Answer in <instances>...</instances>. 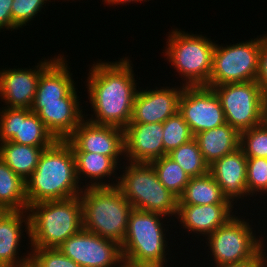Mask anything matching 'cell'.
<instances>
[{"mask_svg":"<svg viewBox=\"0 0 267 267\" xmlns=\"http://www.w3.org/2000/svg\"><path fill=\"white\" fill-rule=\"evenodd\" d=\"M229 45L215 44L207 87L255 81L258 73L260 36ZM232 44V45H231Z\"/></svg>","mask_w":267,"mask_h":267,"instance_id":"9c48e42d","label":"cell"},{"mask_svg":"<svg viewBox=\"0 0 267 267\" xmlns=\"http://www.w3.org/2000/svg\"><path fill=\"white\" fill-rule=\"evenodd\" d=\"M17 267H34L33 264L29 261L28 263L21 265V266H17Z\"/></svg>","mask_w":267,"mask_h":267,"instance_id":"ab89813d","label":"cell"},{"mask_svg":"<svg viewBox=\"0 0 267 267\" xmlns=\"http://www.w3.org/2000/svg\"><path fill=\"white\" fill-rule=\"evenodd\" d=\"M149 88L140 87L137 91L133 103L131 123H163L179 112V100L184 88L183 85Z\"/></svg>","mask_w":267,"mask_h":267,"instance_id":"2e32d148","label":"cell"},{"mask_svg":"<svg viewBox=\"0 0 267 267\" xmlns=\"http://www.w3.org/2000/svg\"><path fill=\"white\" fill-rule=\"evenodd\" d=\"M262 123L267 127V96H265L263 101Z\"/></svg>","mask_w":267,"mask_h":267,"instance_id":"f35d334b","label":"cell"},{"mask_svg":"<svg viewBox=\"0 0 267 267\" xmlns=\"http://www.w3.org/2000/svg\"><path fill=\"white\" fill-rule=\"evenodd\" d=\"M168 156L175 161L190 178L203 176L209 173V164L202 156L198 143L194 138L172 150Z\"/></svg>","mask_w":267,"mask_h":267,"instance_id":"83f0119b","label":"cell"},{"mask_svg":"<svg viewBox=\"0 0 267 267\" xmlns=\"http://www.w3.org/2000/svg\"><path fill=\"white\" fill-rule=\"evenodd\" d=\"M34 267H80L58 248H29Z\"/></svg>","mask_w":267,"mask_h":267,"instance_id":"836d02e7","label":"cell"},{"mask_svg":"<svg viewBox=\"0 0 267 267\" xmlns=\"http://www.w3.org/2000/svg\"><path fill=\"white\" fill-rule=\"evenodd\" d=\"M147 2V1H151V0H102V2H104L105 5H107V7H111V6H117V5H120L122 4L123 5H127L128 3H131V4H134V3H138L139 4H142V2Z\"/></svg>","mask_w":267,"mask_h":267,"instance_id":"74e56055","label":"cell"},{"mask_svg":"<svg viewBox=\"0 0 267 267\" xmlns=\"http://www.w3.org/2000/svg\"><path fill=\"white\" fill-rule=\"evenodd\" d=\"M83 228L122 244L132 205L117 187H88L80 194Z\"/></svg>","mask_w":267,"mask_h":267,"instance_id":"5b68a950","label":"cell"},{"mask_svg":"<svg viewBox=\"0 0 267 267\" xmlns=\"http://www.w3.org/2000/svg\"><path fill=\"white\" fill-rule=\"evenodd\" d=\"M120 168L124 170L119 173L117 187L134 209L174 217L172 222H176L178 197L160 183L151 163L125 160Z\"/></svg>","mask_w":267,"mask_h":267,"instance_id":"52a82bcc","label":"cell"},{"mask_svg":"<svg viewBox=\"0 0 267 267\" xmlns=\"http://www.w3.org/2000/svg\"><path fill=\"white\" fill-rule=\"evenodd\" d=\"M30 248H58L83 228L80 196L30 205ZM30 244V245H29Z\"/></svg>","mask_w":267,"mask_h":267,"instance_id":"277c9868","label":"cell"},{"mask_svg":"<svg viewBox=\"0 0 267 267\" xmlns=\"http://www.w3.org/2000/svg\"><path fill=\"white\" fill-rule=\"evenodd\" d=\"M0 208L5 211L28 210L26 181L0 158Z\"/></svg>","mask_w":267,"mask_h":267,"instance_id":"4316f807","label":"cell"},{"mask_svg":"<svg viewBox=\"0 0 267 267\" xmlns=\"http://www.w3.org/2000/svg\"><path fill=\"white\" fill-rule=\"evenodd\" d=\"M47 2V3H46ZM51 0H13L11 13H12V31L20 30L25 26L31 25V21H34L42 12V8Z\"/></svg>","mask_w":267,"mask_h":267,"instance_id":"d6a6232c","label":"cell"},{"mask_svg":"<svg viewBox=\"0 0 267 267\" xmlns=\"http://www.w3.org/2000/svg\"><path fill=\"white\" fill-rule=\"evenodd\" d=\"M255 81L262 93L267 96V34L260 35L258 73Z\"/></svg>","mask_w":267,"mask_h":267,"instance_id":"e575fe53","label":"cell"},{"mask_svg":"<svg viewBox=\"0 0 267 267\" xmlns=\"http://www.w3.org/2000/svg\"><path fill=\"white\" fill-rule=\"evenodd\" d=\"M11 141L33 147H50L56 139L37 113L30 109L0 108V143Z\"/></svg>","mask_w":267,"mask_h":267,"instance_id":"4fadbf2b","label":"cell"},{"mask_svg":"<svg viewBox=\"0 0 267 267\" xmlns=\"http://www.w3.org/2000/svg\"><path fill=\"white\" fill-rule=\"evenodd\" d=\"M246 185L250 198H266L263 195L267 196V158H247Z\"/></svg>","mask_w":267,"mask_h":267,"instance_id":"1f68e13d","label":"cell"},{"mask_svg":"<svg viewBox=\"0 0 267 267\" xmlns=\"http://www.w3.org/2000/svg\"><path fill=\"white\" fill-rule=\"evenodd\" d=\"M4 211H5V210H3V209L0 208V215H1Z\"/></svg>","mask_w":267,"mask_h":267,"instance_id":"60d3db41","label":"cell"},{"mask_svg":"<svg viewBox=\"0 0 267 267\" xmlns=\"http://www.w3.org/2000/svg\"><path fill=\"white\" fill-rule=\"evenodd\" d=\"M74 88L60 102L33 103L30 110L37 113L47 130L56 140H67L85 119L82 102ZM81 103V104H80Z\"/></svg>","mask_w":267,"mask_h":267,"instance_id":"e0dca14e","label":"cell"},{"mask_svg":"<svg viewBox=\"0 0 267 267\" xmlns=\"http://www.w3.org/2000/svg\"><path fill=\"white\" fill-rule=\"evenodd\" d=\"M23 232L30 239L28 210L4 211L0 215V267H17L30 261V250L23 256L19 254L22 238H26Z\"/></svg>","mask_w":267,"mask_h":267,"instance_id":"44dd1931","label":"cell"},{"mask_svg":"<svg viewBox=\"0 0 267 267\" xmlns=\"http://www.w3.org/2000/svg\"><path fill=\"white\" fill-rule=\"evenodd\" d=\"M224 111L226 123L242 132L262 124V93L256 81L226 83L212 87Z\"/></svg>","mask_w":267,"mask_h":267,"instance_id":"30bf717a","label":"cell"},{"mask_svg":"<svg viewBox=\"0 0 267 267\" xmlns=\"http://www.w3.org/2000/svg\"><path fill=\"white\" fill-rule=\"evenodd\" d=\"M128 58L113 62L98 59L89 67L85 86L93 114L84 112L87 121L122 129L130 123L139 84L134 78V64Z\"/></svg>","mask_w":267,"mask_h":267,"instance_id":"6da1fadb","label":"cell"},{"mask_svg":"<svg viewBox=\"0 0 267 267\" xmlns=\"http://www.w3.org/2000/svg\"><path fill=\"white\" fill-rule=\"evenodd\" d=\"M267 235L264 237V249L253 259L246 260L239 263H230L223 265H215L216 267H267ZM266 242V243H265ZM266 249V250H265ZM213 266V267H215Z\"/></svg>","mask_w":267,"mask_h":267,"instance_id":"d590c367","label":"cell"},{"mask_svg":"<svg viewBox=\"0 0 267 267\" xmlns=\"http://www.w3.org/2000/svg\"><path fill=\"white\" fill-rule=\"evenodd\" d=\"M163 134V146L167 154L194 138L189 125L179 112L163 122Z\"/></svg>","mask_w":267,"mask_h":267,"instance_id":"f546056e","label":"cell"},{"mask_svg":"<svg viewBox=\"0 0 267 267\" xmlns=\"http://www.w3.org/2000/svg\"><path fill=\"white\" fill-rule=\"evenodd\" d=\"M151 165L155 169L160 183L179 197L190 180L186 172L168 155L152 161Z\"/></svg>","mask_w":267,"mask_h":267,"instance_id":"f1b7e54d","label":"cell"},{"mask_svg":"<svg viewBox=\"0 0 267 267\" xmlns=\"http://www.w3.org/2000/svg\"><path fill=\"white\" fill-rule=\"evenodd\" d=\"M58 249L80 267H123L121 245L84 228L70 236Z\"/></svg>","mask_w":267,"mask_h":267,"instance_id":"8fae6325","label":"cell"},{"mask_svg":"<svg viewBox=\"0 0 267 267\" xmlns=\"http://www.w3.org/2000/svg\"><path fill=\"white\" fill-rule=\"evenodd\" d=\"M57 1H58V0H57ZM62 1H65V2H66L67 0H62ZM68 1H70V0H68ZM73 1H74V0H72V2H73ZM78 1H79V0H78ZM54 3H55V0H54Z\"/></svg>","mask_w":267,"mask_h":267,"instance_id":"b9f144b4","label":"cell"},{"mask_svg":"<svg viewBox=\"0 0 267 267\" xmlns=\"http://www.w3.org/2000/svg\"><path fill=\"white\" fill-rule=\"evenodd\" d=\"M194 139L209 165L240 148V132L228 123L199 132Z\"/></svg>","mask_w":267,"mask_h":267,"instance_id":"cb8c5ba5","label":"cell"},{"mask_svg":"<svg viewBox=\"0 0 267 267\" xmlns=\"http://www.w3.org/2000/svg\"><path fill=\"white\" fill-rule=\"evenodd\" d=\"M179 113L193 135L226 123L218 96L207 86H184L179 100Z\"/></svg>","mask_w":267,"mask_h":267,"instance_id":"7c38bea8","label":"cell"},{"mask_svg":"<svg viewBox=\"0 0 267 267\" xmlns=\"http://www.w3.org/2000/svg\"><path fill=\"white\" fill-rule=\"evenodd\" d=\"M74 155L77 179L80 185L83 184V188L117 186L119 181L117 170L120 169V164L113 158L89 152H74ZM82 181H85V184Z\"/></svg>","mask_w":267,"mask_h":267,"instance_id":"7402d4cb","label":"cell"},{"mask_svg":"<svg viewBox=\"0 0 267 267\" xmlns=\"http://www.w3.org/2000/svg\"><path fill=\"white\" fill-rule=\"evenodd\" d=\"M76 175L75 155L66 140H56L44 149L36 169L26 180L28 206L48 200L80 196L83 191Z\"/></svg>","mask_w":267,"mask_h":267,"instance_id":"7a4b0ae2","label":"cell"},{"mask_svg":"<svg viewBox=\"0 0 267 267\" xmlns=\"http://www.w3.org/2000/svg\"><path fill=\"white\" fill-rule=\"evenodd\" d=\"M245 217L235 214L205 238L213 266L250 260L264 249V235H257L262 232H256L253 220Z\"/></svg>","mask_w":267,"mask_h":267,"instance_id":"ba28073f","label":"cell"},{"mask_svg":"<svg viewBox=\"0 0 267 267\" xmlns=\"http://www.w3.org/2000/svg\"><path fill=\"white\" fill-rule=\"evenodd\" d=\"M167 218L159 213L133 208L128 220L127 233L121 244L126 266L168 267V252L171 250L167 245V237L170 232L169 227H165L167 224H163L171 221L169 218L166 221Z\"/></svg>","mask_w":267,"mask_h":267,"instance_id":"3957f363","label":"cell"},{"mask_svg":"<svg viewBox=\"0 0 267 267\" xmlns=\"http://www.w3.org/2000/svg\"><path fill=\"white\" fill-rule=\"evenodd\" d=\"M13 0H0V32L4 29L12 32V7Z\"/></svg>","mask_w":267,"mask_h":267,"instance_id":"8d00e7d4","label":"cell"},{"mask_svg":"<svg viewBox=\"0 0 267 267\" xmlns=\"http://www.w3.org/2000/svg\"><path fill=\"white\" fill-rule=\"evenodd\" d=\"M59 55L55 54L54 58L47 57V59L43 57L30 69L19 67L0 69V101L4 103L3 107L30 109L36 96L40 74Z\"/></svg>","mask_w":267,"mask_h":267,"instance_id":"5bb4252c","label":"cell"},{"mask_svg":"<svg viewBox=\"0 0 267 267\" xmlns=\"http://www.w3.org/2000/svg\"><path fill=\"white\" fill-rule=\"evenodd\" d=\"M163 123H129L124 129L125 160L151 163L168 155L163 146Z\"/></svg>","mask_w":267,"mask_h":267,"instance_id":"ac0fdd59","label":"cell"},{"mask_svg":"<svg viewBox=\"0 0 267 267\" xmlns=\"http://www.w3.org/2000/svg\"><path fill=\"white\" fill-rule=\"evenodd\" d=\"M48 147H33L5 141L0 143V158L24 181L36 169L41 154Z\"/></svg>","mask_w":267,"mask_h":267,"instance_id":"d4e9b609","label":"cell"},{"mask_svg":"<svg viewBox=\"0 0 267 267\" xmlns=\"http://www.w3.org/2000/svg\"><path fill=\"white\" fill-rule=\"evenodd\" d=\"M234 208L232 204H178L175 219L180 222L179 226L181 225L183 230L189 232L188 235L192 233L195 237L198 236L196 238L201 236L203 238L199 239L205 243L204 239L208 235L224 225L232 216L238 214V210L235 208L234 211Z\"/></svg>","mask_w":267,"mask_h":267,"instance_id":"d6986e66","label":"cell"},{"mask_svg":"<svg viewBox=\"0 0 267 267\" xmlns=\"http://www.w3.org/2000/svg\"><path fill=\"white\" fill-rule=\"evenodd\" d=\"M67 62L64 52L60 53L40 74L33 103L60 102L77 86Z\"/></svg>","mask_w":267,"mask_h":267,"instance_id":"603a6c76","label":"cell"},{"mask_svg":"<svg viewBox=\"0 0 267 267\" xmlns=\"http://www.w3.org/2000/svg\"><path fill=\"white\" fill-rule=\"evenodd\" d=\"M209 173L221 187L224 197L238 210L240 200H244V204L247 197L251 200L246 185L247 157L240 148L209 165Z\"/></svg>","mask_w":267,"mask_h":267,"instance_id":"ffe728a7","label":"cell"},{"mask_svg":"<svg viewBox=\"0 0 267 267\" xmlns=\"http://www.w3.org/2000/svg\"><path fill=\"white\" fill-rule=\"evenodd\" d=\"M66 141L71 145L73 152L105 155L120 163V166L125 163L121 161L125 159L124 129L122 128L97 125L84 119Z\"/></svg>","mask_w":267,"mask_h":267,"instance_id":"9a60e30c","label":"cell"},{"mask_svg":"<svg viewBox=\"0 0 267 267\" xmlns=\"http://www.w3.org/2000/svg\"><path fill=\"white\" fill-rule=\"evenodd\" d=\"M163 50L166 61L174 68L183 86H207L212 71L217 42L202 34L172 28Z\"/></svg>","mask_w":267,"mask_h":267,"instance_id":"8992f818","label":"cell"},{"mask_svg":"<svg viewBox=\"0 0 267 267\" xmlns=\"http://www.w3.org/2000/svg\"><path fill=\"white\" fill-rule=\"evenodd\" d=\"M178 204L210 205L231 204L223 195L221 187L210 173L190 178Z\"/></svg>","mask_w":267,"mask_h":267,"instance_id":"484cf974","label":"cell"},{"mask_svg":"<svg viewBox=\"0 0 267 267\" xmlns=\"http://www.w3.org/2000/svg\"><path fill=\"white\" fill-rule=\"evenodd\" d=\"M240 149L247 158H267V127L262 123L240 132Z\"/></svg>","mask_w":267,"mask_h":267,"instance_id":"4dcf8cb0","label":"cell"}]
</instances>
